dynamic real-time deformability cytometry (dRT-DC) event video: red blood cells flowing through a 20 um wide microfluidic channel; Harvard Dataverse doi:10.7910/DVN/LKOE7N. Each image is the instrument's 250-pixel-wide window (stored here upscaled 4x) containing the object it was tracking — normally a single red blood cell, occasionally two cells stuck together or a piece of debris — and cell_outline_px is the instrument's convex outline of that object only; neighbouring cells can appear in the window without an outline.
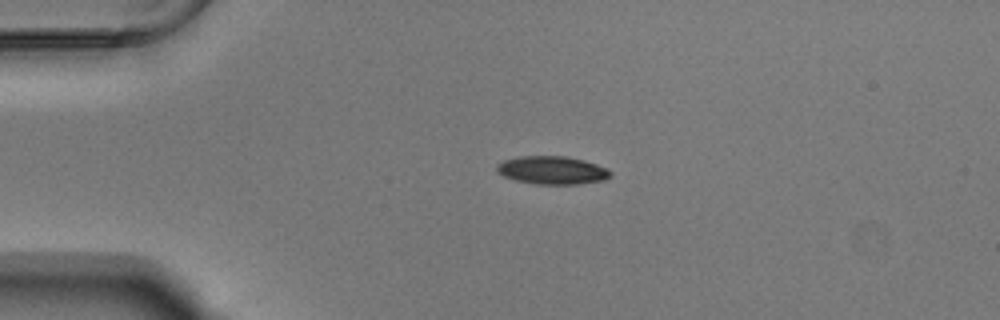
{"species": "Egyptian fruit bat (a non-hibernating species)", "species_latin": "Rousettus aegyptiacus", "temperature_condition": "warm", "stored_images_in_passage": 43, "camera_frame_rate_fps": 3000, "um_per_image_px": 0.085, "animal": {"sex": "male"}, "frame": {"image": 1, "passage_image": 1, "time_ms": 0.0, "image_size_px": [1000, 320], "cell_outline_px": [[612, 176], [604, 180], [576, 184], [536, 184], [516, 180], [504, 176], [496, 172], [496, 164], [504, 160], [520, 156], [568, 156], [584, 160], [608, 168], [612, 172]], "centroid_in_image_um": [46.95, 14.46], "position_along_channel_um": 38.1, "area_um2": 18.73}}
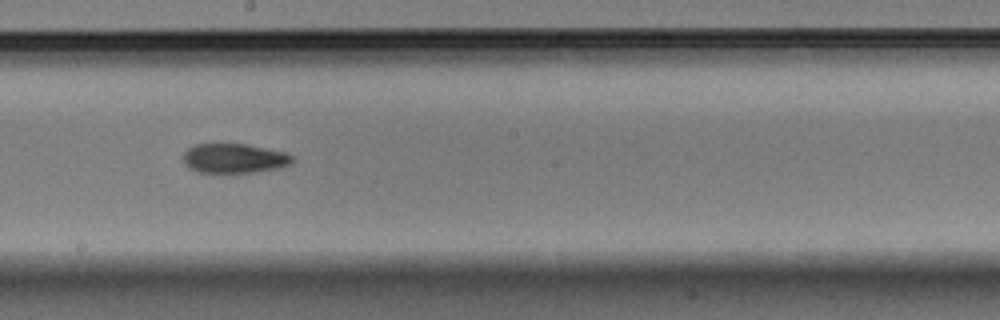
{"frame": {"image": 2, "passage_image": 19, "time_ms": 6.0, "image_size_px": [1000, 320], "cell_outline_px": [[292, 164], [276, 168], [252, 172], [200, 172], [188, 168], [184, 164], [184, 152], [192, 144], [244, 144], [284, 152], [292, 156]], "centroid_in_image_um": [19.86, 13.45], "position_along_channel_um": 228.3, "area_um2": 18.5}}
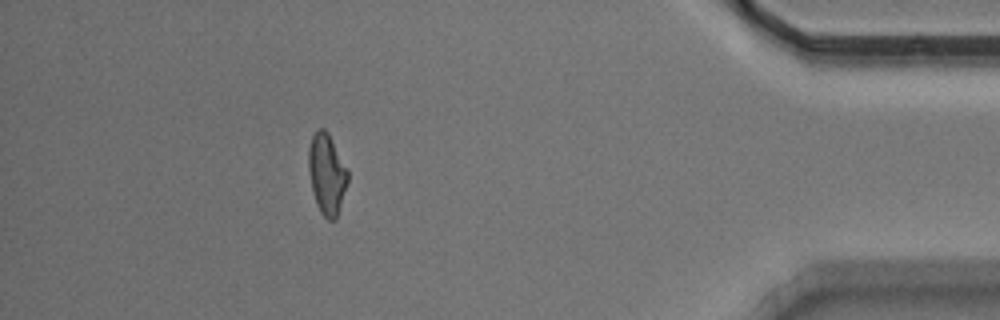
{"frame": {"image": 3, "passage_image": 37, "time_ms": 12.0, "image_size_px": [1000, 320], "cell_outline_px": [[348, 180], [336, 220], [328, 220], [320, 212], [316, 204], [312, 188], [308, 168], [308, 148], [312, 136], [316, 128], [324, 128], [328, 132], [348, 172]], "centroid_in_image_um": [27.76, 14.78], "position_along_channel_um": 407.4, "area_um2": 18.32}, "authors_computed_cell_mechanics": {"area_um2": 18.8428, "velocity_mm_per_s": 3.7648, "shape_relaxation_time_tau1_ms": null, "shape_relaxation_time_tau2_ms": 9.1166, "deformation_change_tau1": null, "deformation_change_tau2": 0.1798}}